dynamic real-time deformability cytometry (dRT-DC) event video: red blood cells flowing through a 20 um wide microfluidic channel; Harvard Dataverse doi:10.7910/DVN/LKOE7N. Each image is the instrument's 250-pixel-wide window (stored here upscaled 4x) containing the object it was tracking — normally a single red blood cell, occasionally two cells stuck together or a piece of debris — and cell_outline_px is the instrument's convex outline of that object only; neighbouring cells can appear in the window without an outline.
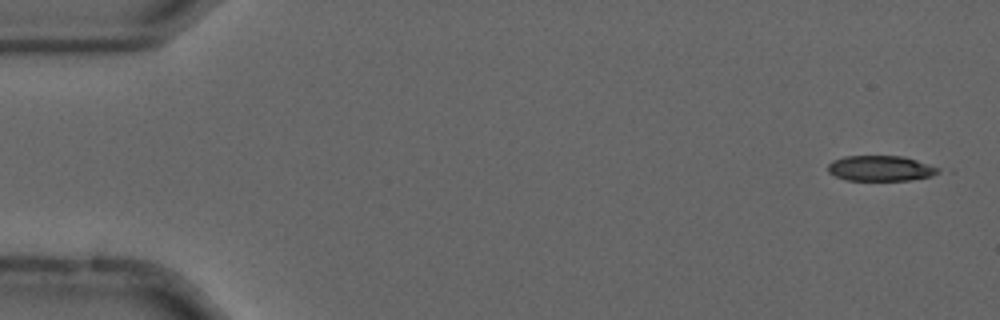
{"species": "common noctule bat (a hibernating species)", "species_latin": "Nyctalus noctula", "temperature_condition": "cold", "stored_images_in_passage": 55, "camera_frame_rate_fps": 3000, "um_per_image_px": 0.085, "animal": {"sex": "male", "forearm_length_mm": 52.5}, "frame": {"image": 1, "passage_image": 2, "time_ms": 0.333, "image_size_px": [1000, 320], "cell_outline_px": [[940, 172], [932, 176], [908, 180], [844, 180], [828, 172], [828, 164], [832, 160], [844, 156], [904, 156], [940, 168]], "centroid_in_image_um": [74.83, 14.3], "position_along_channel_um": 10.2, "area_um2": 16.36}}
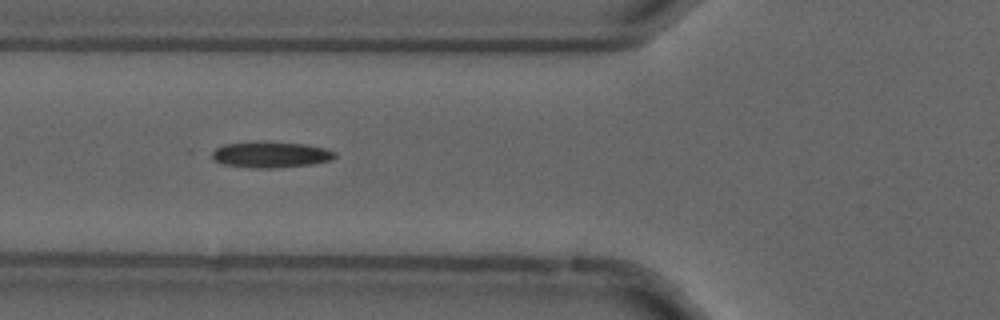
{"frame": {"image": 2, "passage_image": 20, "time_ms": 6.333, "image_size_px": [1000, 320], "cell_outline_px": [[336, 156], [332, 160], [312, 164], [276, 168], [248, 168], [224, 164], [212, 160], [208, 152], [224, 144], [304, 144], [324, 148], [336, 152]], "centroid_in_image_um": [22.98, 13.2], "position_along_channel_um": 102.8, "area_um2": 18.03}}
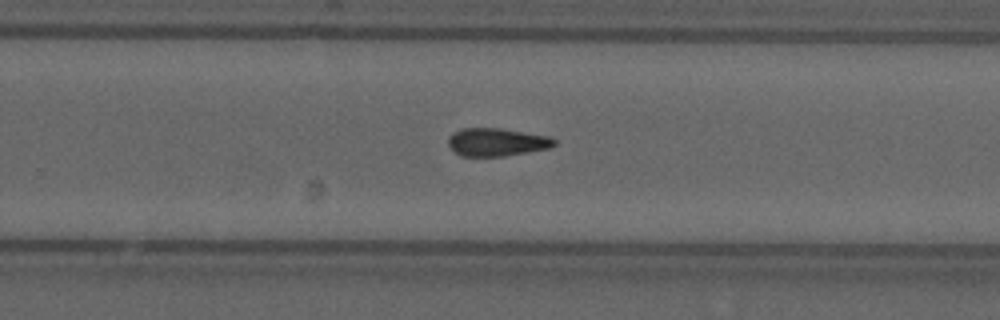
{"frame": {"image": 3, "passage_image": 35, "time_ms": 11.333, "image_size_px": [1000, 320], "cell_outline_px": [[556, 144], [548, 148], [528, 152], [504, 156], [460, 156], [448, 144], [448, 136], [464, 128], [500, 128], [548, 136], [556, 140]], "centroid_in_image_um": [42.22, 12.08], "position_along_channel_um": 287.6, "area_um2": 17.11}}